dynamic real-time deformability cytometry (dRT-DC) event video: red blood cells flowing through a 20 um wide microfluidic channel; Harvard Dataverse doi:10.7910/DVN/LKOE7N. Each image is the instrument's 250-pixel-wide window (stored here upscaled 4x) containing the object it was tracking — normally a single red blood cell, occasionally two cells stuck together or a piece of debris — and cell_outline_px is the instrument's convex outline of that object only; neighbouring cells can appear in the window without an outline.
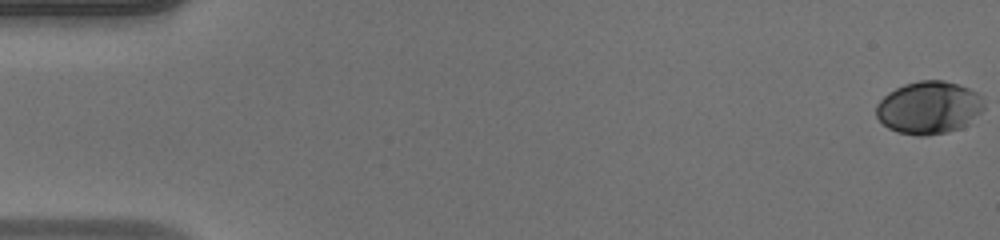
{"species": "human", "species_latin": "Homo sapiens", "temperature_condition": "warm", "stored_images_in_passage": 50, "camera_frame_rate_fps": 3000, "um_per_image_px": 0.085, "donor": {"sex": "male"}, "frame": {"image": 1, "passage_image": 1, "time_ms": 0.0, "image_size_px": [1000, 240], "cell_outline_px": [[984, 108], [968, 124], [960, 128], [948, 132], [928, 136], [916, 136], [896, 132], [888, 128], [876, 116], [876, 104], [888, 92], [904, 84], [920, 80], [944, 80], [968, 88], [984, 96]], "centroid_in_image_um": [78.96, 9.15], "position_along_channel_um": 6.0, "area_um2": 33.35}}
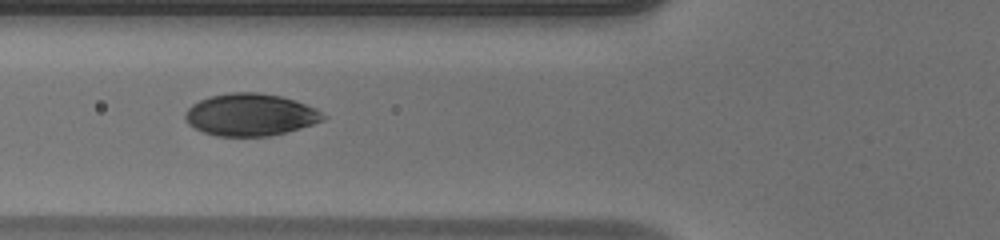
{"frame": {"image": 2, "passage_image": 20, "time_ms": 6.333, "image_size_px": [1000, 240], "cell_outline_px": [[328, 116], [324, 120], [300, 128], [272, 136], [216, 136], [204, 132], [188, 124], [184, 116], [184, 112], [192, 104], [200, 100], [212, 96], [232, 92], [256, 92], [280, 96], [296, 100], [316, 108]], "centroid_in_image_um": [21.3, 9.75], "position_along_channel_um": 104.5, "area_um2": 33.99}}
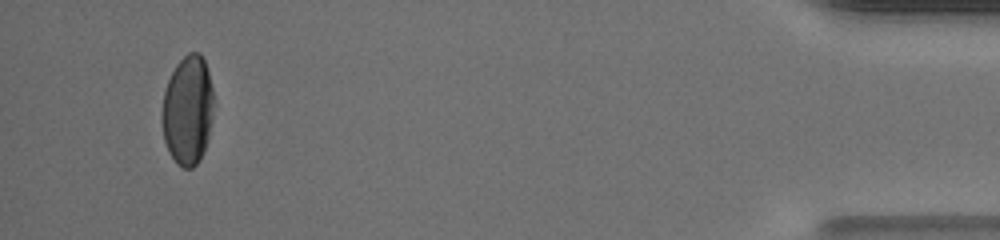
{"frame": {"image": 3, "passage_image": 48, "time_ms": 15.667, "image_size_px": [1000, 240], "cell_outline_px": [[216, 100], [208, 140], [204, 152], [200, 160], [192, 168], [184, 168], [176, 164], [168, 152], [164, 140], [160, 116], [160, 112], [164, 88], [176, 64], [188, 52], [200, 52], [204, 60], [208, 72]], "centroid_in_image_um": [15.96, 9.38], "position_along_channel_um": 419.2, "area_um2": 33.99}, "authors_computed_cell_mechanics": {"area_um2": 33.2928, "velocity_mm_per_s": 4.1673, "shape_relaxation_time_tau1_ms": 3.3429, "shape_relaxation_time_tau2_ms": null, "deformation_change_tau1": 0.1736, "deformation_change_tau2": null}}